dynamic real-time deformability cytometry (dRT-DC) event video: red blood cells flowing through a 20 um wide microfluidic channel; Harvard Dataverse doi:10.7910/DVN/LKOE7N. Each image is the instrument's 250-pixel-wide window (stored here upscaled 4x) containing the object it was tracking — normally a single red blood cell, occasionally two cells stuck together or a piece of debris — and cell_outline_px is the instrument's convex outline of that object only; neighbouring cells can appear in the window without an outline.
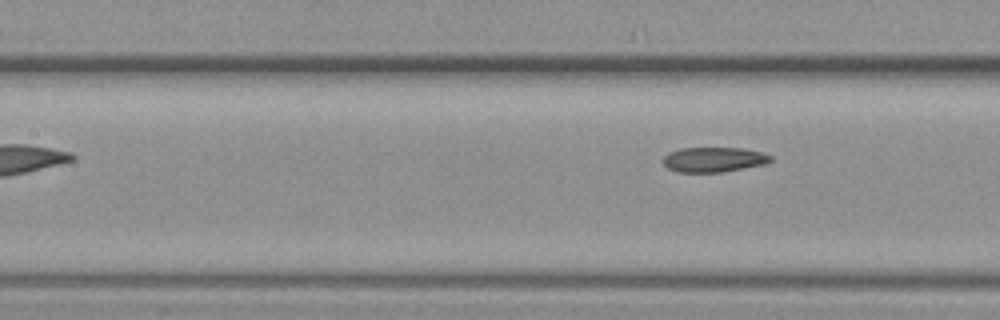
{"species": "common noctule bat (a hibernating species)", "species_latin": "Nyctalus noctula", "temperature_condition": "warm", "stored_images_in_passage": 6, "segment_of_instrument_passage": [2, 2], "camera_frame_rate_fps": 3000, "um_per_image_px": 0.085, "animal": {"sex": "female", "body_mass_g": 19.3, "forearm_length_mm": 54.1}, "frame": {"image": 1, "passage_image": 6, "time_ms": 1.667, "image_size_px": [1000, 320], "cell_outline_px": [[772, 160], [764, 164], [724, 172], [676, 172], [668, 168], [664, 164], [664, 156], [668, 152], [680, 148], [744, 148], [764, 152], [772, 156]], "centroid_in_image_um": [60.68, 13.56], "position_along_channel_um": 146.7, "area_um2": 15.72}}